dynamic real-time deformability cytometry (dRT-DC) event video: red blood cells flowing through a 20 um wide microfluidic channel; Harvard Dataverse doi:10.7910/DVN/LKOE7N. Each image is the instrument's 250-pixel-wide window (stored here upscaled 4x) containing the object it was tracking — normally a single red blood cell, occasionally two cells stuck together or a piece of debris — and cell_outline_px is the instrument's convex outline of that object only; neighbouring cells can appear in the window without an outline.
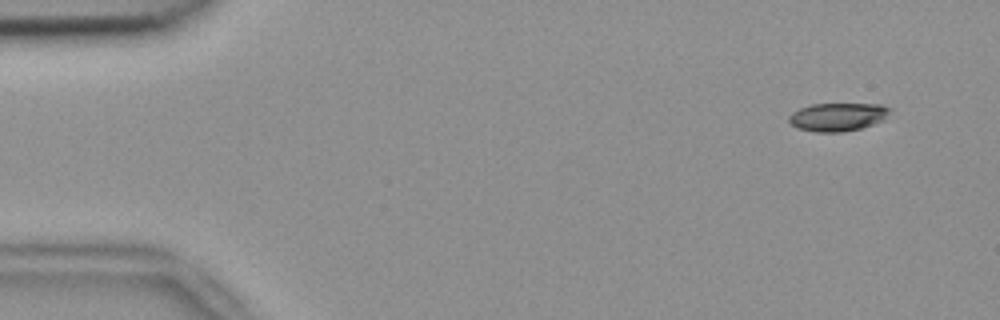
{"species": "common noctule bat (a hibernating species)", "species_latin": "Nyctalus noctula", "temperature_condition": "room temperature", "stored_images_in_passage": 13, "camera_frame_rate_fps": 3000, "um_per_image_px": 0.085, "animal": {"sex": "female", "body_mass_g": 18.4}, "frame": {"image": 1, "passage_image": 4, "time_ms": 1.0, "image_size_px": [1000, 320], "cell_outline_px": [[892, 108], [884, 120], [860, 128], [844, 132], [816, 132], [796, 128], [788, 120], [788, 116], [792, 112], [800, 108], [812, 104], [880, 104]], "centroid_in_image_um": [71.2, 9.94], "position_along_channel_um": 13.8, "area_um2": 16.65}}